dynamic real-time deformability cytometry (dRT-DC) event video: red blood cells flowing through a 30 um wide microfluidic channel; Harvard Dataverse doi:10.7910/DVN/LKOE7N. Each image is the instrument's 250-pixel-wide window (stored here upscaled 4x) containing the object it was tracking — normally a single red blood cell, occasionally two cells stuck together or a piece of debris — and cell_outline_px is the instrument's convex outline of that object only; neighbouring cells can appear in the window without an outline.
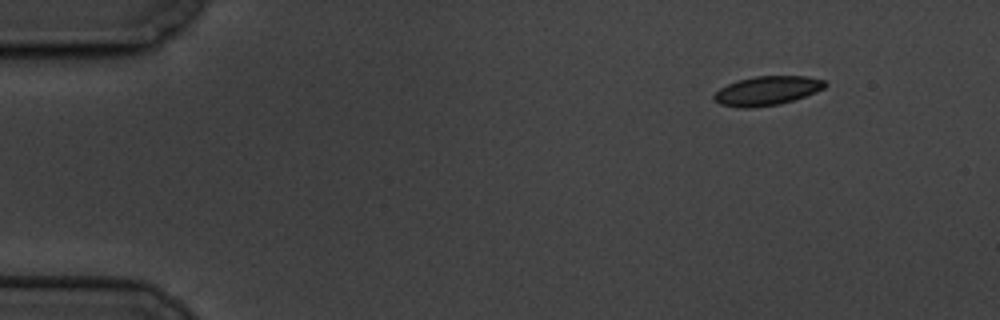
{"species": "common noctule bat (a hibernating species)", "species_latin": "Nyctalus noctula", "temperature_condition": "cold", "stored_images_in_passage": 14, "camera_frame_rate_fps": 3000, "um_per_image_px": 0.085, "animal": {"sex": "male", "body_mass_g": 19.5, "forearm_length_mm": 54.6}, "frame": {"image": 1, "passage_image": 1, "time_ms": 0.0, "image_size_px": [1000, 320], "cell_outline_px": [[828, 84], [824, 88], [816, 92], [780, 104], [748, 108], [744, 108], [720, 104], [712, 96], [720, 88], [736, 80], [756, 76], [808, 76], [824, 80]], "centroid_in_image_um": [65.21, 7.7], "position_along_channel_um": 19.8, "area_um2": 18.73}}
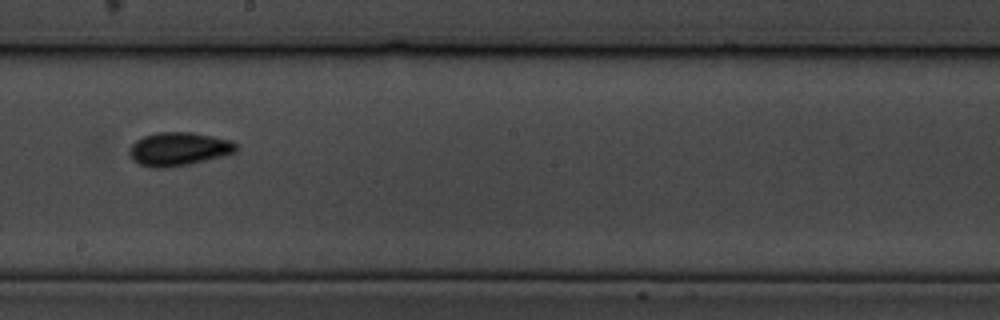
{"frame": {"image": 2, "passage_image": 8, "time_ms": 9.0, "image_size_px": [1000, 320], "cell_outline_px": [[236, 152], [188, 164], [164, 168], [152, 168], [140, 164], [132, 160], [128, 152], [128, 148], [136, 140], [144, 136], [156, 132], [192, 132], [212, 136], [228, 140], [236, 144]], "centroid_in_image_um": [15.11, 12.66], "position_along_channel_um": 233.1, "area_um2": 20.63}}
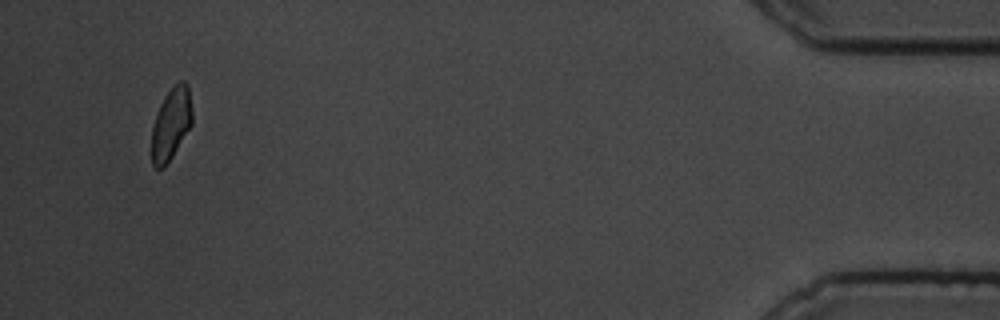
{"frame": {"image": 3, "passage_image": 14, "time_ms": 16.667, "image_size_px": [1000, 320], "cell_outline_px": [[192, 124], [172, 156], [164, 168], [156, 168], [152, 164], [152, 128], [160, 104], [164, 96], [180, 80], [184, 80], [188, 84], [192, 112]], "centroid_in_image_um": [14.55, 10.52], "position_along_channel_um": 420.7, "area_um2": 16.82}, "authors_computed_cell_mechanics": {"area_um2": 18.8717, "velocity_mm_per_s": 3.4042, "shape_relaxation_time_tau1_ms": 5.8806, "shape_relaxation_time_tau2_ms": 2.144, "deformation_change_tau1": 0.0882, "deformation_change_tau2": 0.0583}}